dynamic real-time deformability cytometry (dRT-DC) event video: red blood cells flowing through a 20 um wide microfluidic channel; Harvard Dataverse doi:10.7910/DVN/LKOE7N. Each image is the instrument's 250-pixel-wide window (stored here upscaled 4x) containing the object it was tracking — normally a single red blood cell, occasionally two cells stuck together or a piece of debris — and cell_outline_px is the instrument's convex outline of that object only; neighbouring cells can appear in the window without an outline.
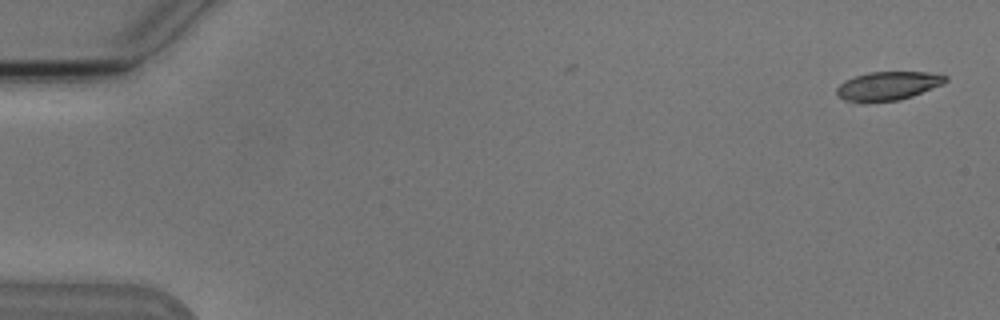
{"species": "Egyptian fruit bat (a non-hibernating species)", "species_latin": "Rousettus aegyptiacus", "temperature_condition": "cold", "stored_images_in_passage": 5, "camera_frame_rate_fps": 3000, "um_per_image_px": 0.085, "animal": {"sex": "male"}, "frame": {"image": 1, "passage_image": 1, "time_ms": 0.0, "image_size_px": [1000, 320], "cell_outline_px": [[948, 80], [944, 84], [912, 96], [900, 100], [844, 100], [836, 92], [836, 88], [840, 84], [856, 76], [868, 72], [924, 72], [948, 76]], "centroid_in_image_um": [75.55, 7.27], "position_along_channel_um": 9.5, "area_um2": 17.57}}
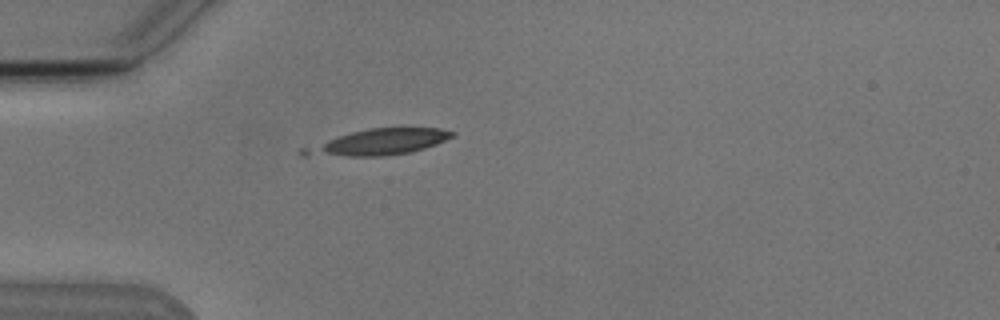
{"frame": {"image": 2, "passage_image": 5, "time_ms": 4.667, "image_size_px": [1000, 320], "cell_outline_px": [[456, 132], [452, 136], [436, 144], [412, 152], [384, 156], [300, 156], [296, 152], [300, 148], [352, 132], [368, 128], [440, 128]], "centroid_in_image_um": [32.1, 12.1], "position_along_channel_um": 52.9, "area_um2": 22.43}}